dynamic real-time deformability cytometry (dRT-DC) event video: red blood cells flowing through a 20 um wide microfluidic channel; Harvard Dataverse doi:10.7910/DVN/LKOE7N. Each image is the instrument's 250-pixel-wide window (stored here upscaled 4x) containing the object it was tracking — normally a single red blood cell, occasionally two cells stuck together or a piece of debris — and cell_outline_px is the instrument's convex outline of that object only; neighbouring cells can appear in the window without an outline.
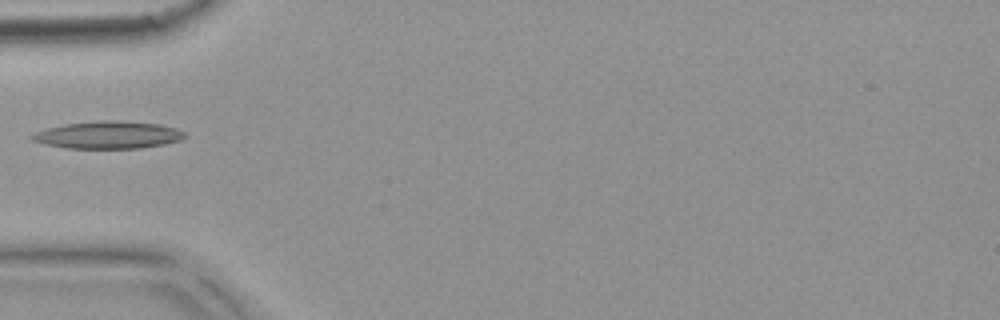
{"species": "common noctule bat (a hibernating species)", "species_latin": "Nyctalus noctula", "temperature_condition": "warm", "stored_images_in_passage": 5, "camera_frame_rate_fps": 3000, "um_per_image_px": 0.085, "animal": {"sex": "female", "body_mass_g": 18.4}, "frame": {"image": 1, "passage_image": 5, "time_ms": 1.333, "image_size_px": [1000, 320], "cell_outline_px": [[188, 136], [180, 140], [164, 144], [140, 148], [68, 148], [44, 144], [32, 140], [28, 136], [36, 132], [48, 128], [64, 124], [100, 120], [120, 120], [160, 124], [176, 128], [184, 132]], "centroid_in_image_um": [9.21, 11.46], "position_along_channel_um": 75.8, "area_um2": 24.45}}